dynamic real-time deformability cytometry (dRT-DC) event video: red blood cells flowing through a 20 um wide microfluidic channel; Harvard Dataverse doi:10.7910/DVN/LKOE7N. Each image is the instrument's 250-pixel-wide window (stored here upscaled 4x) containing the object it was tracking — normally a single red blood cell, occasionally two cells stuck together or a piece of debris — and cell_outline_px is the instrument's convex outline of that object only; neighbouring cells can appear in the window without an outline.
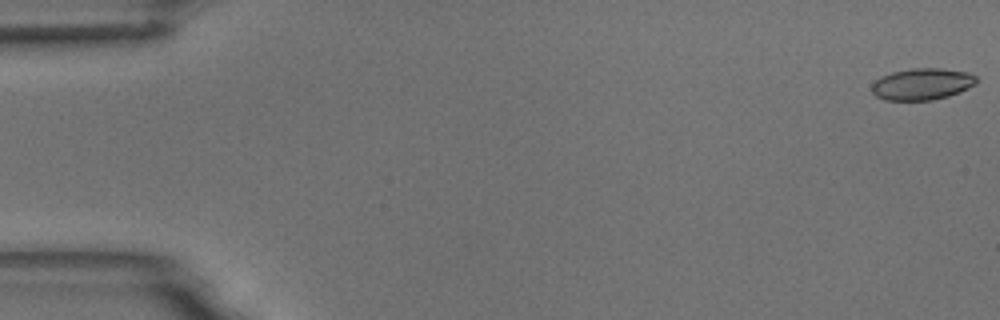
{"species": "common noctule bat (a hibernating species)", "species_latin": "Nyctalus noctula", "temperature_condition": "room temperature", "stored_images_in_passage": 55, "camera_frame_rate_fps": 3000, "um_per_image_px": 0.085, "animal": {"sex": "male", "body_mass_g": 18.8}, "frame": {"image": 1, "passage_image": 1, "time_ms": 0.0, "image_size_px": [1000, 320], "cell_outline_px": [[980, 80], [976, 84], [960, 92], [948, 96], [932, 100], [884, 100], [876, 96], [872, 92], [872, 84], [880, 76], [892, 72], [912, 68], [940, 68], [968, 72], [976, 76]], "centroid_in_image_um": [78.4, 7.14], "position_along_channel_um": 6.6, "area_um2": 19.48}}
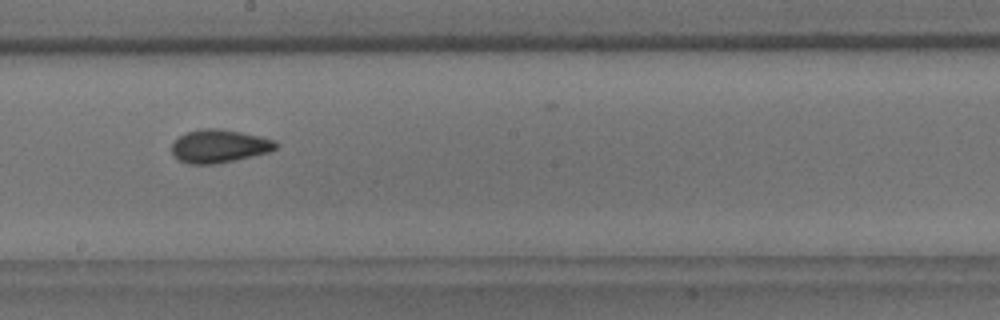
{"frame": {"image": 2, "passage_image": 31, "time_ms": 10.0, "image_size_px": [1000, 320], "cell_outline_px": [[280, 144], [276, 148], [268, 152], [236, 160], [216, 164], [192, 164], [180, 160], [172, 156], [172, 144], [180, 136], [188, 132], [204, 128], [220, 128], [260, 136], [276, 140]], "centroid_in_image_um": [18.66, 12.42], "position_along_channel_um": 229.5, "area_um2": 20.11}}
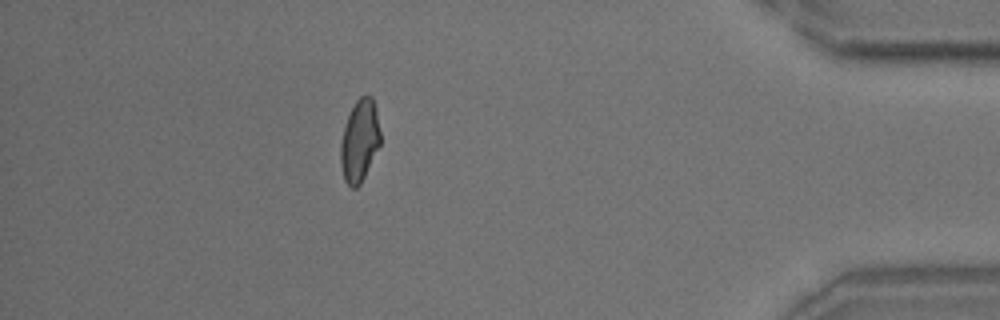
{"frame": {"image": 3, "passage_image": 49, "time_ms": 16.0, "image_size_px": [1000, 320], "cell_outline_px": [[380, 144], [360, 184], [356, 188], [352, 188], [344, 180], [340, 164], [340, 144], [344, 128], [348, 116], [356, 100], [360, 96], [372, 96], [376, 108], [380, 132]], "centroid_in_image_um": [30.55, 11.96], "position_along_channel_um": 404.6, "area_um2": 18.84}, "authors_computed_cell_mechanics": {"area_um2": 19.4208, "velocity_mm_per_s": 3.6768, "shape_relaxation_time_tau1_ms": 9.2067, "shape_relaxation_time_tau2_ms": 1.6079, "deformation_change_tau1": 0.1677, "deformation_change_tau2": 0.0704}}